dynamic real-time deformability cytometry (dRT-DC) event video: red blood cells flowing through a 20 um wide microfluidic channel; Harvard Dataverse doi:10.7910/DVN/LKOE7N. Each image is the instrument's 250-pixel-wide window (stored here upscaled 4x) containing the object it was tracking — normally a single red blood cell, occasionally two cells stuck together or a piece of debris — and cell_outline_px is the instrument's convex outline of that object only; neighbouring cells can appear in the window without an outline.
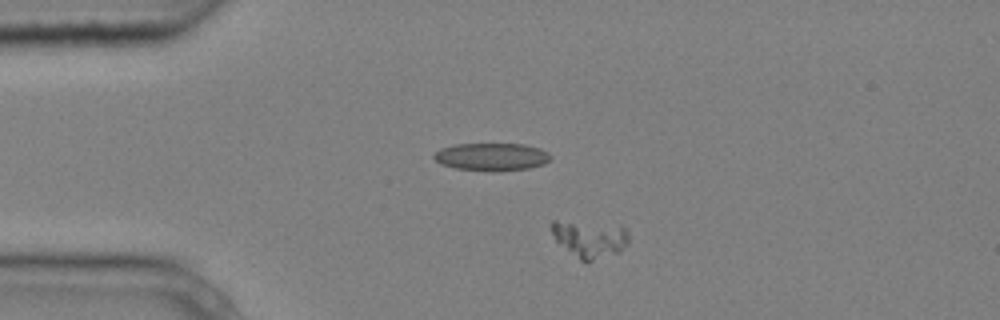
{"species": "common noctule bat (a hibernating species)", "species_latin": "Nyctalus noctula", "temperature_condition": "cold", "stored_images_in_passage": 4, "camera_frame_rate_fps": 3000, "um_per_image_px": 0.085, "animal": {"sex": "male", "body_mass_g": 20.4}, "frame": {"image": 1, "passage_image": 3, "time_ms": 0.667, "image_size_px": [1000, 320], "cell_outline_px": [[628, 244], [620, 252], [592, 260], [580, 260], [556, 240], [552, 232], [552, 220], [556, 220], [624, 228], [628, 232]], "centroid_in_image_um": [50.13, 20.33], "position_along_channel_um": 34.9, "area_um2": 15.78}}